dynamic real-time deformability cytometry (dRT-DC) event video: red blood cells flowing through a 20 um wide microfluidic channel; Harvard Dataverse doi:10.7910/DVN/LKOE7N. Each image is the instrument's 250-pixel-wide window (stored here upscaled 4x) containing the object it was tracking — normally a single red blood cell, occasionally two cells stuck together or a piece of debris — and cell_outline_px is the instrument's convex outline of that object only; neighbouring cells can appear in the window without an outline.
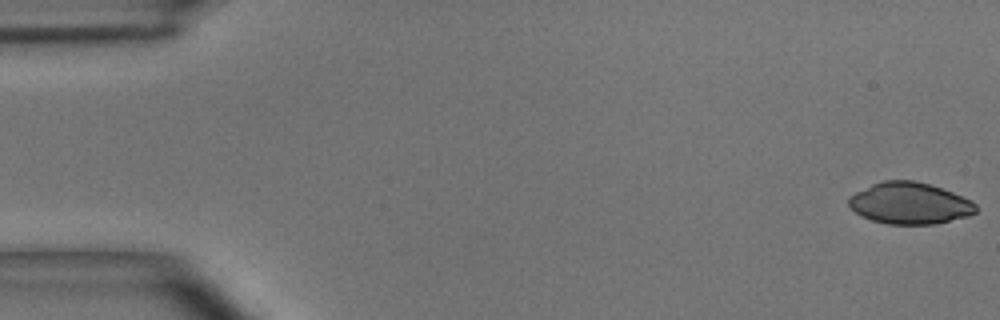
{"species": "common noctule bat (a hibernating species)", "species_latin": "Nyctalus noctula", "temperature_condition": "room temperature", "stored_images_in_passage": 50, "camera_frame_rate_fps": 3000, "um_per_image_px": 0.085, "animal": {"sex": "male", "body_mass_g": 15.6}, "frame": {"image": 1, "passage_image": 1, "time_ms": 0.0, "image_size_px": [1000, 320], "cell_outline_px": [[976, 212], [968, 216], [936, 224], [888, 224], [872, 220], [860, 216], [848, 204], [848, 196], [872, 184], [884, 180], [916, 180], [952, 192], [972, 200], [976, 204]], "centroid_in_image_um": [77.32, 17.28], "position_along_channel_um": 7.7, "area_um2": 30.81}}
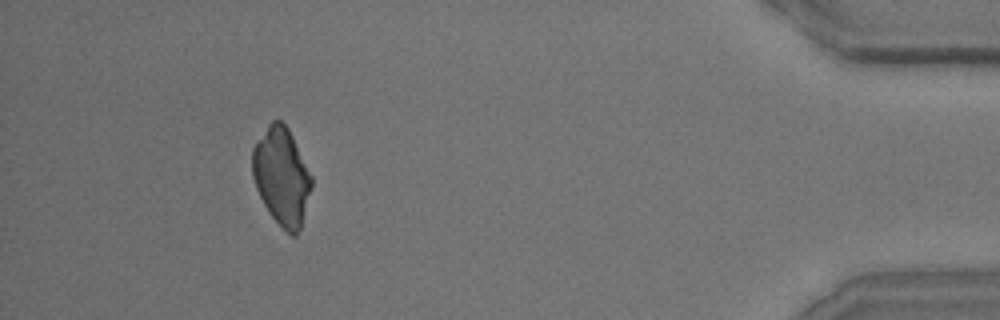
{"frame": {"image": 2, "passage_image": 46, "time_ms": 15.0, "image_size_px": [1000, 320], "cell_outline_px": [[312, 188], [300, 228], [296, 236], [292, 236], [268, 212], [256, 188], [252, 176], [252, 148], [256, 140], [268, 124], [272, 120], [280, 120], [288, 128], [312, 176]], "centroid_in_image_um": [23.92, 14.96], "position_along_channel_um": 411.3, "area_um2": 33.41}}